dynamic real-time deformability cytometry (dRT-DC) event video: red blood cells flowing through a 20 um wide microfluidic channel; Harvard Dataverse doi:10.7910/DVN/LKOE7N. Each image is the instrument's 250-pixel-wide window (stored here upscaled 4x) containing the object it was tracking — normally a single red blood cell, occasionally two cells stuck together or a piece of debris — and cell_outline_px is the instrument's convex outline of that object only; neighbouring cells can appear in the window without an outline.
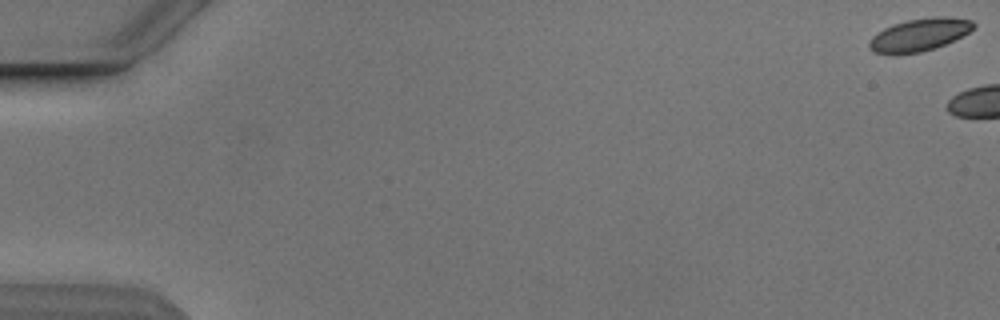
{"species": "Egyptian fruit bat (a non-hibernating species)", "species_latin": "Rousettus aegyptiacus", "temperature_condition": "cold", "stored_images_in_passage": 9, "camera_frame_rate_fps": 3000, "um_per_image_px": 0.085, "animal": {"sex": "male"}, "frame": {"image": 1, "passage_image": 1, "time_ms": 0.0, "image_size_px": [1000, 320], "cell_outline_px": [[976, 24], [968, 32], [936, 48], [920, 52], [872, 52], [868, 48], [868, 40], [876, 32], [892, 24], [908, 20], [932, 16], [948, 16], [972, 20]], "centroid_in_image_um": [78.13, 2.92], "position_along_channel_um": 6.9, "area_um2": 19.54}}
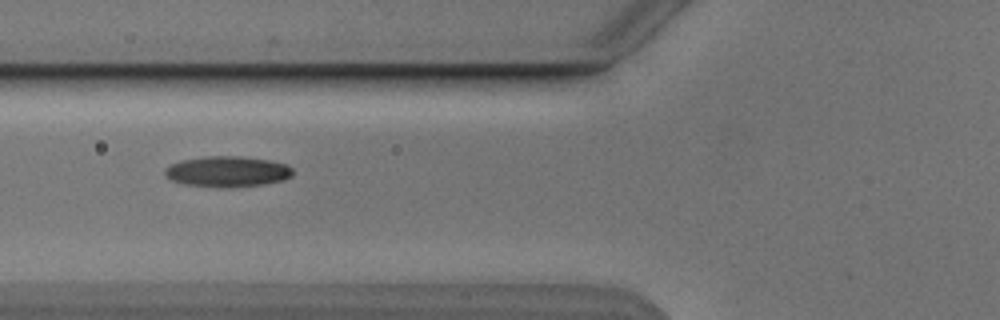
{"frame": {"image": 2, "passage_image": 7, "time_ms": 8.0, "image_size_px": [1000, 320], "cell_outline_px": [[292, 176], [284, 180], [264, 184], [228, 188], [184, 184], [172, 180], [164, 172], [164, 168], [180, 160], [208, 156], [240, 156], [268, 160], [284, 164], [292, 168]], "centroid_in_image_um": [19.33, 14.58], "position_along_channel_um": 106.5, "area_um2": 22.77}}
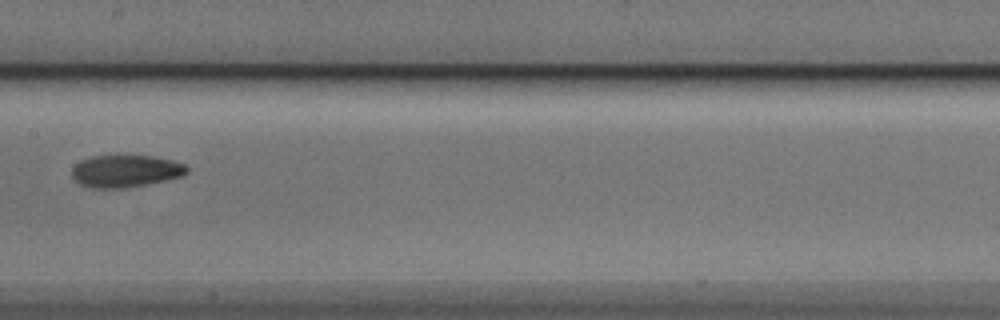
{"frame": {"image": 3, "passage_image": 9, "time_ms": 10.333, "image_size_px": [1000, 320], "cell_outline_px": [[188, 172], [184, 176], [144, 184], [120, 188], [92, 188], [80, 184], [72, 176], [72, 168], [80, 160], [92, 156], [152, 156], [172, 160], [184, 164], [188, 168]], "centroid_in_image_um": [10.67, 14.53], "position_along_channel_um": 196.7, "area_um2": 21.39}}